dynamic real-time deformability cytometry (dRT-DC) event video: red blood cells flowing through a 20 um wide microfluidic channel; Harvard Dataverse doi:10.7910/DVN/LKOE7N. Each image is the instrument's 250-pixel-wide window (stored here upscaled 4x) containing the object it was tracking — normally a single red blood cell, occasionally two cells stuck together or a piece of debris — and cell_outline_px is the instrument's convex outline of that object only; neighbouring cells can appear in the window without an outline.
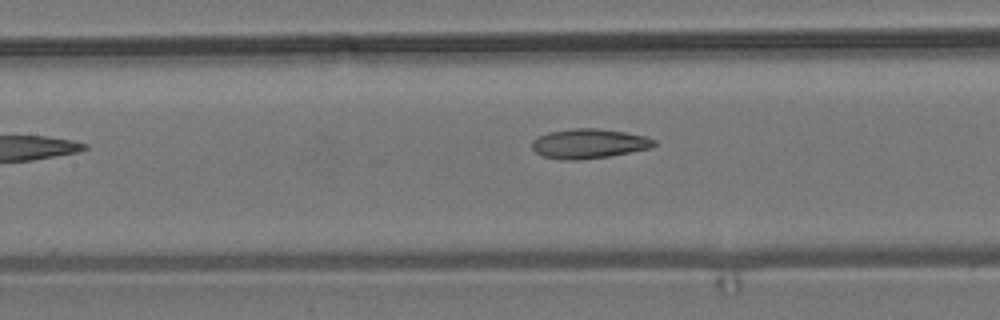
{"species": "common noctule bat (a hibernating species)", "species_latin": "Nyctalus noctula", "temperature_condition": "room temperature", "stored_images_in_passage": 6, "camera_frame_rate_fps": 3000, "um_per_image_px": 0.085, "animal": {"sex": "male", "body_mass_g": 19.2, "forearm_length_mm": 51.8}, "frame": {"image": 1, "passage_image": 5, "time_ms": 5.667, "image_size_px": [1000, 320], "cell_outline_px": [[656, 144], [652, 148], [608, 156], [580, 160], [560, 160], [544, 156], [536, 152], [532, 148], [532, 140], [548, 132], [572, 128], [596, 128], [624, 132], [644, 136], [656, 140]], "centroid_in_image_um": [50.05, 12.21], "position_along_channel_um": 157.4, "area_um2": 21.04}}
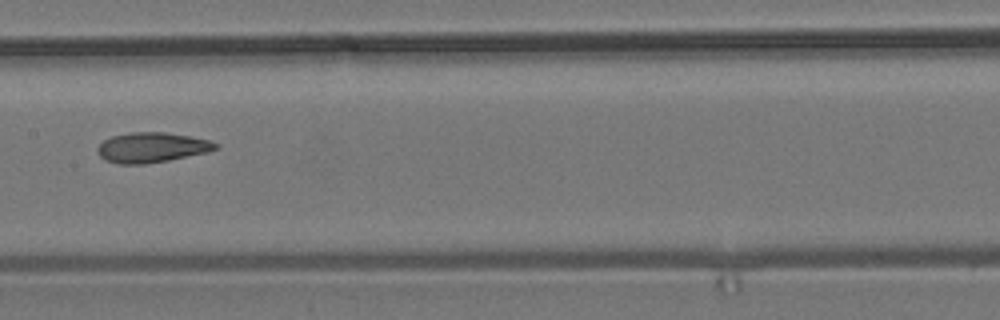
{"frame": {"image": 2, "passage_image": 6, "time_ms": 6.667, "image_size_px": [1000, 320], "cell_outline_px": [[220, 148], [208, 152], [168, 160], [144, 164], [116, 164], [104, 160], [96, 152], [96, 148], [104, 140], [112, 136], [128, 132], [164, 132], [192, 136], [208, 140], [220, 144]], "centroid_in_image_um": [12.9, 12.53], "position_along_channel_um": 194.5, "area_um2": 20.92}}